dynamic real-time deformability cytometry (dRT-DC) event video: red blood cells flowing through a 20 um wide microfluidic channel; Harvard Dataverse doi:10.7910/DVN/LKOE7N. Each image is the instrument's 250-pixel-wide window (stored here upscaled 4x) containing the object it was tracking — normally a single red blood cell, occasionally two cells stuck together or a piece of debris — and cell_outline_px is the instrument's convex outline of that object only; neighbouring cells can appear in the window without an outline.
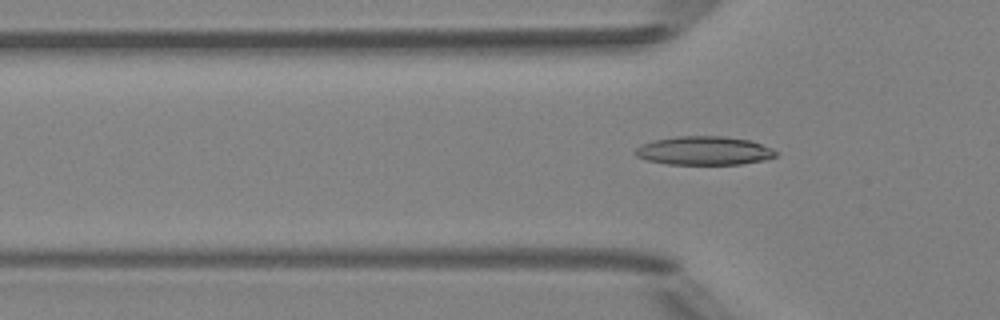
{"species": "Egyptian fruit bat (a non-hibernating species)", "species_latin": "Rousettus aegyptiacus", "temperature_condition": "room temperature", "stored_images_in_passage": 5, "camera_frame_rate_fps": 3000, "um_per_image_px": 0.085, "animal": {"sex": "female"}, "frame": {"image": 1, "passage_image": 5, "time_ms": 5.333, "image_size_px": [1000, 320], "cell_outline_px": [[776, 156], [768, 160], [740, 164], [668, 164], [648, 160], [636, 156], [632, 152], [640, 144], [656, 140], [676, 136], [724, 136], [752, 140], [772, 148], [776, 152]], "centroid_in_image_um": [59.87, 12.8], "position_along_channel_um": 65.9, "area_um2": 23.64}}